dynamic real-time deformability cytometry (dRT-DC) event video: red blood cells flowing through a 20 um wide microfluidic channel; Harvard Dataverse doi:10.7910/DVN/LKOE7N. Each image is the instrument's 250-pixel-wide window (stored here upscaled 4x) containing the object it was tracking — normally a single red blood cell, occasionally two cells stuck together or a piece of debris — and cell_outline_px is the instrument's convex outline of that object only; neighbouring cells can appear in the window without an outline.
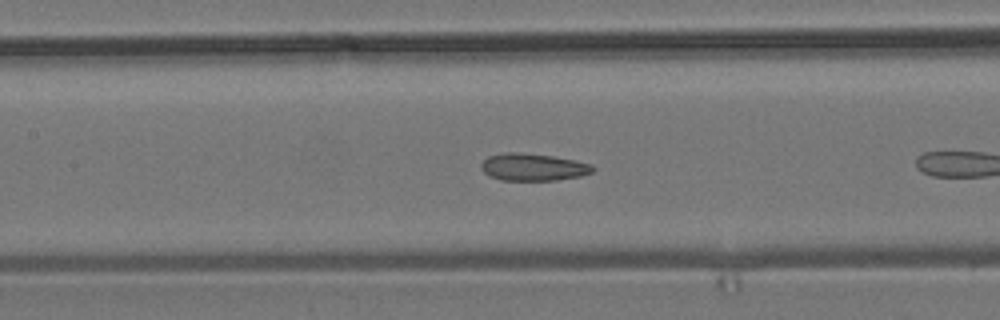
{"species": "common noctule bat (a hibernating species)", "species_latin": "Nyctalus noctula", "temperature_condition": "room temperature", "stored_images_in_passage": 14, "camera_frame_rate_fps": 3000, "um_per_image_px": 0.085, "animal": {"sex": "male", "body_mass_g": 19.2, "forearm_length_mm": 51.8}, "frame": {"image": 1, "passage_image": 10, "time_ms": 3.0, "image_size_px": [1000, 320], "cell_outline_px": [[596, 168], [592, 172], [580, 176], [556, 180], [500, 180], [488, 176], [480, 168], [480, 164], [488, 156], [504, 152], [520, 152], [552, 156], [576, 160], [592, 164]], "centroid_in_image_um": [45.3, 14.2], "position_along_channel_um": 162.1, "area_um2": 17.92}}